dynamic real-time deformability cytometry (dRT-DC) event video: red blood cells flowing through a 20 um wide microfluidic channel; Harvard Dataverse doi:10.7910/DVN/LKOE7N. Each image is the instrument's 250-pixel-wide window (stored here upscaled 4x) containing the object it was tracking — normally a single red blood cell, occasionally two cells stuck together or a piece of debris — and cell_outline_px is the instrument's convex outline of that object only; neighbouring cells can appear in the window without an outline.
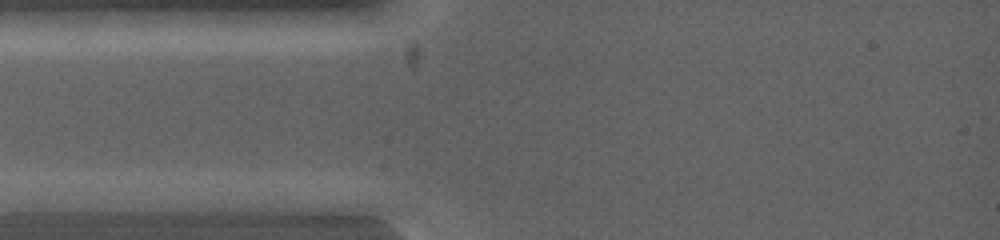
{"species": "common noctule bat (a hibernating species)", "species_latin": "Nyctalus noctula", "temperature_condition": "warm", "stored_images_in_passage": 3, "camera_frame_rate_fps": 5000, "um_per_image_px": 0.085, "animal": {"sex": "female", "body_mass_g": 19.0, "forearm_length_mm": 53.3}, "frame": {"image": 1, "passage_image": 1, "time_ms": 0.0, "image_size_px": [1000, 240], "cell_outline_px": [[132, 200], [96, 212], [16, 212], [12, 200], [80, 192]], "centroid_in_image_um": [5.73, 17.28], "position_along_channel_um": 79.3, "area_um2": 12.14}}